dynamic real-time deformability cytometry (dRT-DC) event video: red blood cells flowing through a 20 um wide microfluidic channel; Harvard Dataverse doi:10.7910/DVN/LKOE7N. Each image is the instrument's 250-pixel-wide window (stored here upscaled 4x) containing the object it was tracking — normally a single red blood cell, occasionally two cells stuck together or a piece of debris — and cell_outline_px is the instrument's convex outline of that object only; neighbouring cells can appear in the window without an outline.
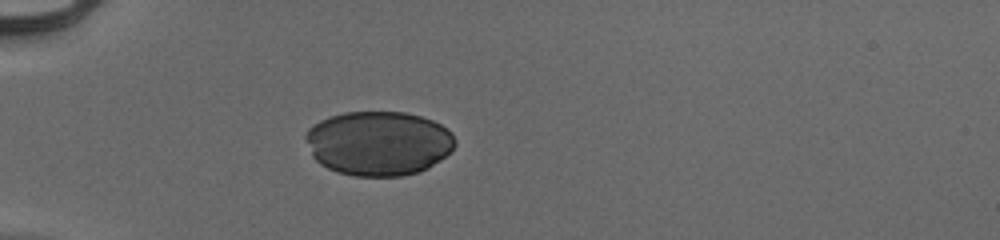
{"species": "human", "species_latin": "Homo sapiens", "temperature_condition": "cold", "stored_images_in_passage": 29, "camera_frame_rate_fps": 3000, "um_per_image_px": 0.085, "donor": {"sex": "male"}, "frame": {"image": 1, "passage_image": 1, "time_ms": 0.0, "image_size_px": [1000, 240], "cell_outline_px": [[456, 144], [440, 160], [428, 168], [420, 172], [404, 176], [352, 176], [336, 172], [320, 164], [312, 156], [304, 136], [308, 128], [312, 124], [328, 116], [344, 112], [404, 112], [420, 116], [432, 120], [448, 128], [452, 132], [456, 140]], "centroid_in_image_um": [32.16, 12.18], "position_along_channel_um": 52.8, "area_um2": 56.59}}
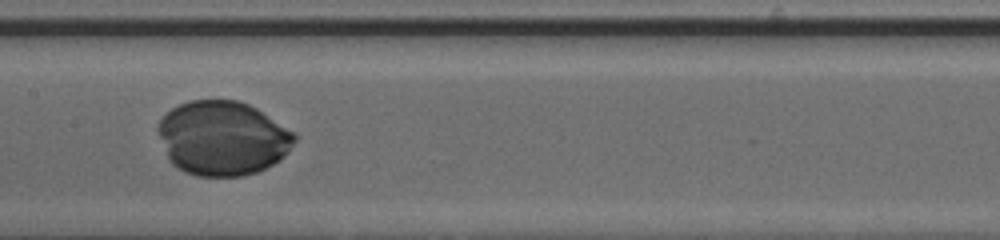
{"frame": {"image": 2, "passage_image": 13, "time_ms": 4.0, "image_size_px": [1000, 240], "cell_outline_px": [[296, 140], [288, 152], [280, 160], [256, 172], [240, 176], [196, 176], [184, 172], [172, 164], [156, 132], [156, 124], [172, 108], [188, 100], [236, 100], [248, 104], [256, 108], [292, 132], [296, 136]], "centroid_in_image_um": [18.88, 11.74], "position_along_channel_um": 188.5, "area_um2": 58.9}}
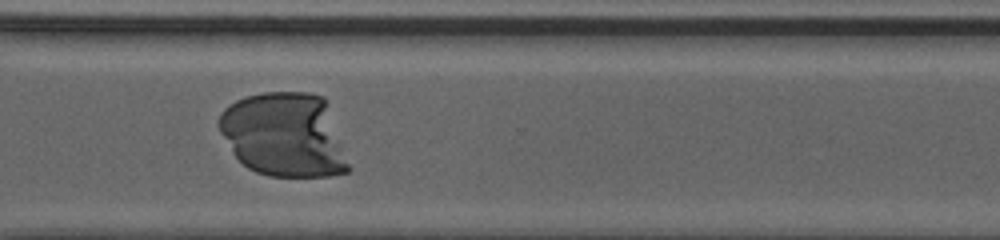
{"frame": {"image": 3, "passage_image": 25, "time_ms": 8.0, "image_size_px": [1000, 240], "cell_outline_px": [[352, 168], [348, 172], [332, 176], [268, 176], [256, 172], [248, 168], [236, 156], [220, 132], [220, 112], [228, 104], [244, 96], [264, 92], [308, 92], [324, 96]], "centroid_in_image_um": [24.2, 11.46], "position_along_channel_um": 346.4, "area_um2": 63.81}}